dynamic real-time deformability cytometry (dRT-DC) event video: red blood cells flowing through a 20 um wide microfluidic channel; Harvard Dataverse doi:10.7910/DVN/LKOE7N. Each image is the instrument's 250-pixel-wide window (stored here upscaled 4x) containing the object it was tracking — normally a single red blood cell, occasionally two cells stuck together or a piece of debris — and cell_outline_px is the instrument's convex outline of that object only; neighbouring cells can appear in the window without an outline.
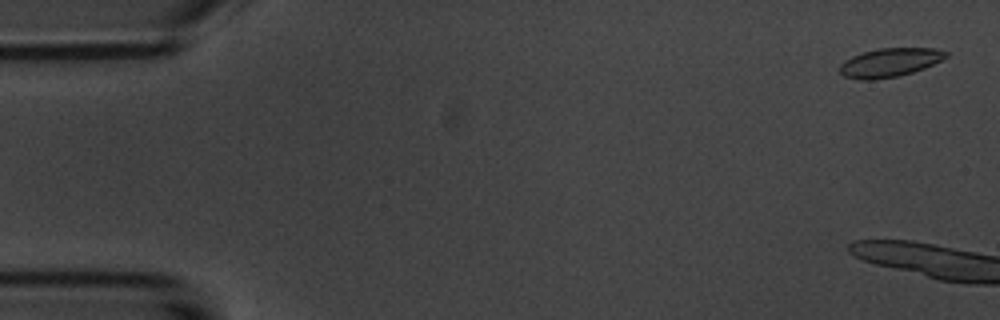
{"species": "common noctule bat (a hibernating species)", "species_latin": "Nyctalus noctula", "temperature_condition": "room temperature", "stored_images_in_passage": 6, "camera_frame_rate_fps": 3000, "um_per_image_px": 0.085, "animal": {"sex": "male", "body_mass_g": 20.1, "forearm_length_mm": 53.5}, "frame": {"image": 1, "passage_image": 1, "time_ms": 0.0, "image_size_px": [1000, 320], "cell_outline_px": [[948, 56], [924, 68], [912, 72], [896, 76], [876, 80], [856, 80], [844, 76], [840, 72], [840, 64], [844, 60], [852, 56], [864, 52], [880, 48], [936, 48], [948, 52]], "centroid_in_image_um": [75.6, 5.32], "position_along_channel_um": 9.4, "area_um2": 17.74}}